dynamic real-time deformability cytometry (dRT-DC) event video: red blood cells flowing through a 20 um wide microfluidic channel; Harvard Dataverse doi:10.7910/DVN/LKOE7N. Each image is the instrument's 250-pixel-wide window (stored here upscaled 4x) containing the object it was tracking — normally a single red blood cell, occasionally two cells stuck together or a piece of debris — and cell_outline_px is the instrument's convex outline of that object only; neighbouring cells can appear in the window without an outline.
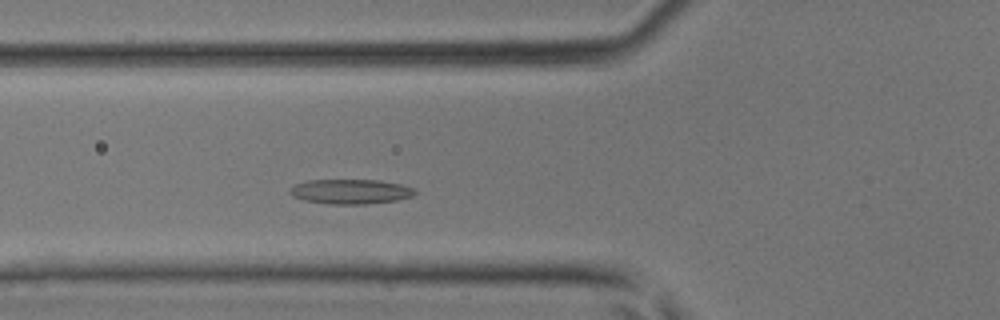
{"species": "common noctule bat (a hibernating species)", "species_latin": "Nyctalus noctula", "temperature_condition": "room temperature", "stored_images_in_passage": 32, "camera_frame_rate_fps": 3000, "um_per_image_px": 0.085, "animal": {"sex": "male", "body_mass_g": 17.9, "forearm_length_mm": 54.2}, "frame": {"image": 1, "passage_image": 3, "time_ms": 0.667, "image_size_px": [1000, 320], "cell_outline_px": [[416, 192], [412, 196], [396, 200], [364, 204], [328, 204], [304, 200], [292, 196], [288, 192], [288, 188], [296, 184], [308, 180], [380, 180], [400, 184], [412, 188]], "centroid_in_image_um": [29.74, 16.28], "position_along_channel_um": 96.1, "area_um2": 17.98}}
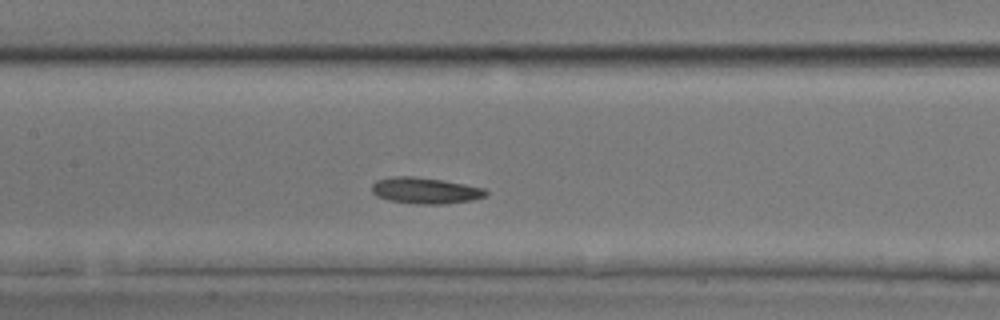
{"frame": {"image": 2, "passage_image": 8, "time_ms": 2.333, "image_size_px": [1000, 320], "cell_outline_px": [[488, 192], [484, 196], [472, 200], [444, 204], [416, 204], [388, 200], [376, 196], [372, 192], [372, 184], [376, 180], [392, 176], [412, 176], [444, 180], [484, 188]], "centroid_in_image_um": [36.11, 16.19], "position_along_channel_um": 171.3, "area_um2": 17.46}}
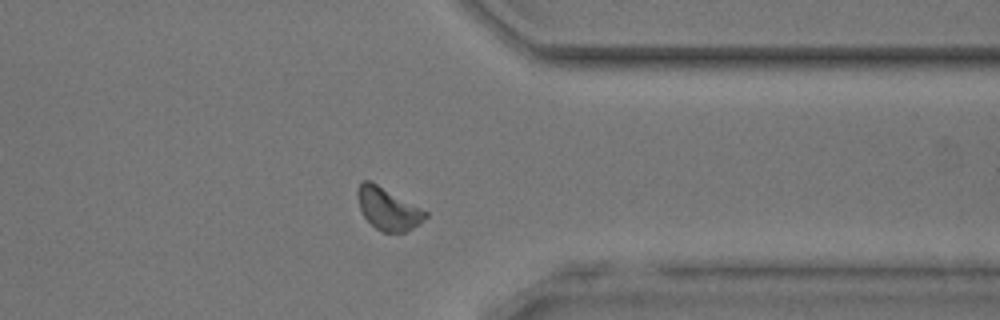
{"frame": {"image": 3, "passage_image": 22, "time_ms": 7.0, "image_size_px": [1000, 320], "cell_outline_px": [[428, 216], [420, 224], [404, 232], [380, 232], [364, 216], [360, 208], [356, 196], [356, 192], [360, 184], [364, 180], [368, 180], [376, 184], [428, 212]], "centroid_in_image_um": [32.98, 17.77], "position_along_channel_um": 378.4, "area_um2": 16.36}}